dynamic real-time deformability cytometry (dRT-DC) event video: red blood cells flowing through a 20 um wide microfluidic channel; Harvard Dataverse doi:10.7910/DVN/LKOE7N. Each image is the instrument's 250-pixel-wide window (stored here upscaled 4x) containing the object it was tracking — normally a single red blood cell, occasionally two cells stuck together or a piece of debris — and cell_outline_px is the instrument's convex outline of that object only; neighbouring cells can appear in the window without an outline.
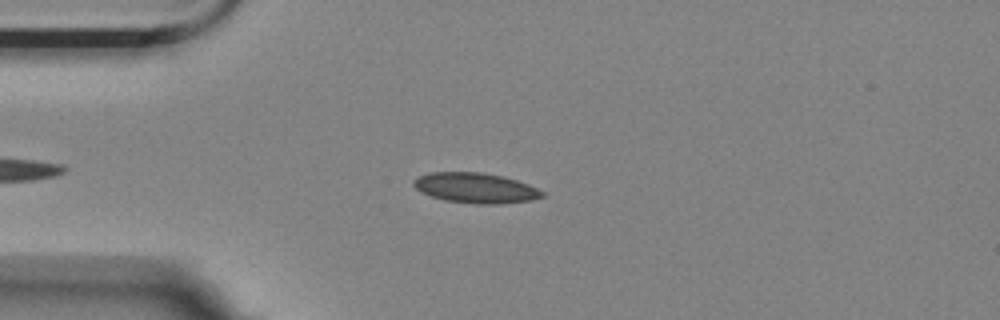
{"species": "Egyptian fruit bat (a non-hibernating species)", "species_latin": "Rousettus aegyptiacus", "temperature_condition": "room temperature", "stored_images_in_passage": 39, "camera_frame_rate_fps": 3000, "um_per_image_px": 0.085, "animal": {"sex": "female"}, "frame": {"image": 1, "passage_image": 1, "time_ms": 0.0, "image_size_px": [1000, 320], "cell_outline_px": [[544, 196], [532, 200], [496, 204], [476, 204], [444, 200], [420, 192], [412, 184], [412, 180], [428, 172], [480, 172], [504, 176], [528, 184], [544, 192]], "centroid_in_image_um": [40.4, 15.97], "position_along_channel_um": 44.6, "area_um2": 22.66}}
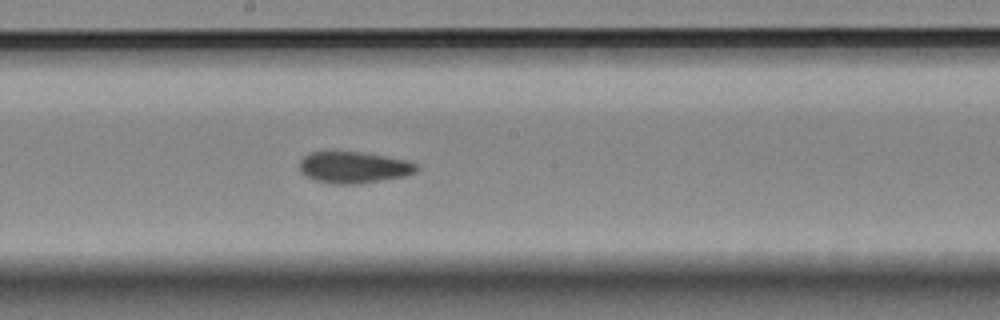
{"frame": {"image": 2, "passage_image": 17, "time_ms": 5.333, "image_size_px": [1000, 320], "cell_outline_px": [[420, 168], [416, 172], [404, 176], [360, 184], [332, 184], [316, 180], [304, 176], [300, 172], [300, 160], [304, 156], [312, 152], [360, 152], [408, 160], [416, 164]], "centroid_in_image_um": [30.07, 14.24], "position_along_channel_um": 218.1, "area_um2": 21.5}}
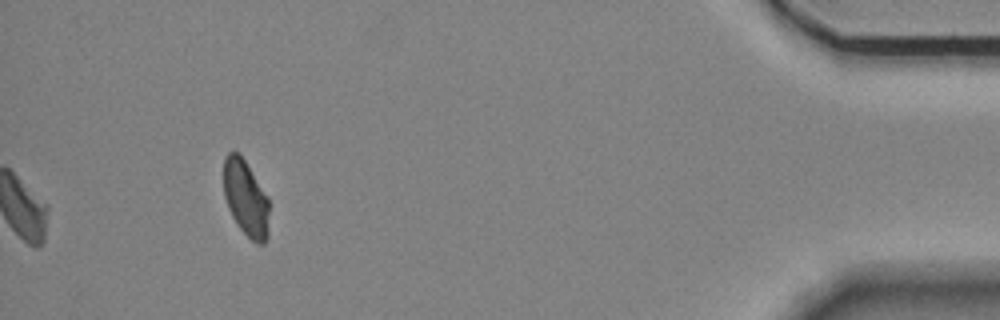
{"frame": {"image": 3, "passage_image": 39, "time_ms": 12.667, "image_size_px": [1000, 320], "cell_outline_px": [[268, 236], [264, 244], [256, 244], [240, 228], [232, 216], [228, 208], [224, 196], [224, 156], [228, 152], [236, 152], [244, 160], [268, 196]], "centroid_in_image_um": [20.89, 16.86], "position_along_channel_um": 414.3, "area_um2": 20.0}, "authors_computed_cell_mechanics": {"area_um2": 21.5016, "velocity_mm_per_s": 3.5472, "shape_relaxation_time_tau1_ms": null, "shape_relaxation_time_tau2_ms": 2.006, "deformation_change_tau1": null, "deformation_change_tau2": 0.0548}}